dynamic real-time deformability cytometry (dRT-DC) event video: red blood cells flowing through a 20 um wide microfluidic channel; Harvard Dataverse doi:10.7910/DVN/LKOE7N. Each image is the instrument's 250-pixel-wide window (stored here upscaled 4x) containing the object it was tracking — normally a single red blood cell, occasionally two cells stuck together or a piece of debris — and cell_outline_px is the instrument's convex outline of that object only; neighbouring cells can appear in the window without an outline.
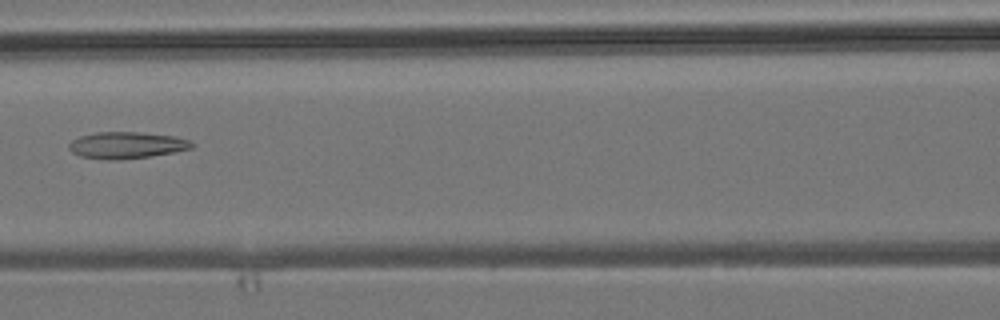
{"species": "common noctule bat (a hibernating species)", "species_latin": "Nyctalus noctula", "temperature_condition": "room temperature", "stored_images_in_passage": 4, "camera_frame_rate_fps": 3000, "um_per_image_px": 0.085, "animal": {"sex": "male", "body_mass_g": 19.2, "forearm_length_mm": 51.8}, "frame": {"image": 1, "passage_image": 3, "time_ms": 2.333, "image_size_px": [1000, 320], "cell_outline_px": [[196, 144], [192, 148], [172, 152], [148, 156], [120, 160], [108, 160], [80, 156], [72, 152], [68, 148], [68, 144], [72, 140], [80, 136], [96, 132], [136, 132], [176, 136], [192, 140]], "centroid_in_image_um": [10.77, 12.33], "position_along_channel_um": 155.8, "area_um2": 19.13}}
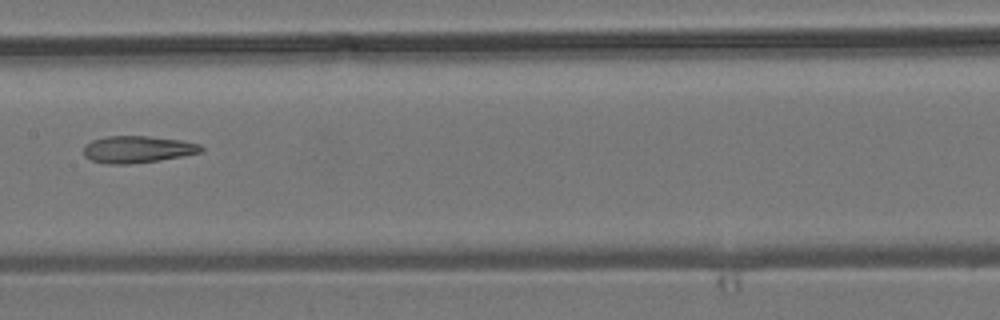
{"frame": {"image": 2, "passage_image": 4, "time_ms": 3.333, "image_size_px": [1000, 320], "cell_outline_px": [[204, 152], [184, 156], [160, 160], [128, 164], [104, 164], [92, 160], [84, 156], [84, 148], [92, 140], [108, 136], [148, 136], [180, 140], [200, 144], [204, 148]], "centroid_in_image_um": [11.73, 12.7], "position_along_channel_um": 195.7, "area_um2": 18.5}}